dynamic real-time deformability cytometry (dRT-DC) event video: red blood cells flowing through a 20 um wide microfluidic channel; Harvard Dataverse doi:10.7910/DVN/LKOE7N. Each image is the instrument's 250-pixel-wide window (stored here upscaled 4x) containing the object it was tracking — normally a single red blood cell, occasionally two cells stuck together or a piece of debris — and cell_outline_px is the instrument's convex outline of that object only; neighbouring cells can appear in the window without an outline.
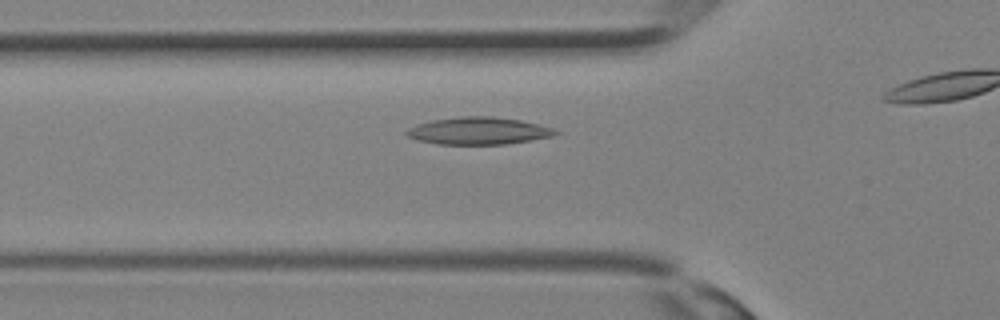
{"species": "Egyptian fruit bat (a non-hibernating species)", "species_latin": "Rousettus aegyptiacus", "temperature_condition": "room temperature", "stored_images_in_passage": 19, "camera_frame_rate_fps": 3000, "um_per_image_px": 0.085, "animal": {"sex": "female"}, "frame": {"image": 1, "passage_image": 3, "time_ms": 0.667, "image_size_px": [1000, 320], "cell_outline_px": [[560, 132], [552, 136], [532, 140], [508, 144], [436, 144], [420, 140], [408, 136], [404, 132], [408, 128], [416, 124], [432, 120], [460, 116], [492, 116], [520, 120], [552, 128]], "centroid_in_image_um": [40.65, 11.12], "position_along_channel_um": 85.1, "area_um2": 23.58}}
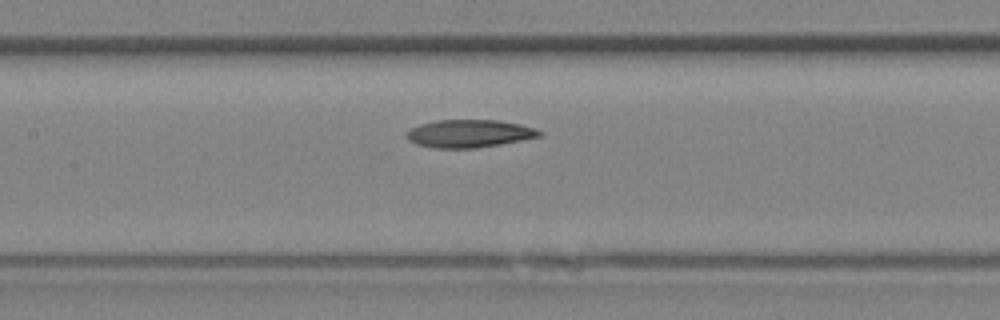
{"frame": {"image": 2, "passage_image": 7, "time_ms": 2.0, "image_size_px": [1000, 320], "cell_outline_px": [[544, 132], [540, 136], [500, 144], [476, 148], [432, 148], [416, 144], [408, 140], [404, 136], [412, 128], [420, 124], [436, 120], [496, 120], [520, 124], [536, 128]], "centroid_in_image_um": [39.87, 11.35], "position_along_channel_um": 167.5, "area_um2": 21.5}}
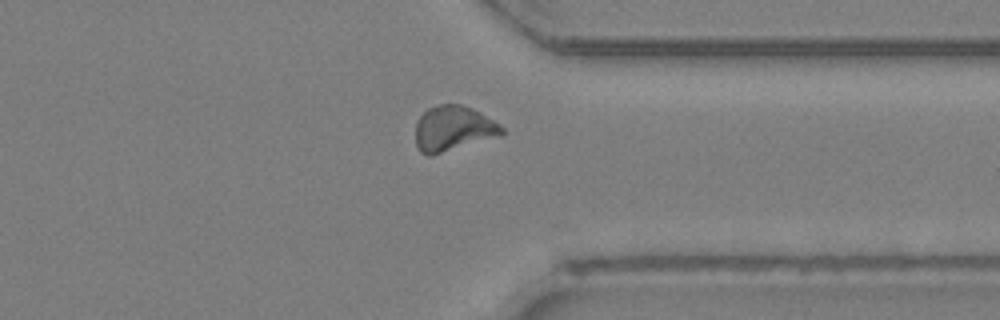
{"frame": {"image": 3, "passage_image": 17, "time_ms": 5.333, "image_size_px": [1000, 320], "cell_outline_px": [[504, 132], [500, 136], [432, 156], [428, 156], [420, 152], [416, 144], [416, 120], [428, 108], [436, 104], [460, 104], [472, 108], [480, 112], [500, 124], [504, 128]], "centroid_in_image_um": [38.52, 10.93], "position_along_channel_um": 372.9, "area_um2": 23.0}}